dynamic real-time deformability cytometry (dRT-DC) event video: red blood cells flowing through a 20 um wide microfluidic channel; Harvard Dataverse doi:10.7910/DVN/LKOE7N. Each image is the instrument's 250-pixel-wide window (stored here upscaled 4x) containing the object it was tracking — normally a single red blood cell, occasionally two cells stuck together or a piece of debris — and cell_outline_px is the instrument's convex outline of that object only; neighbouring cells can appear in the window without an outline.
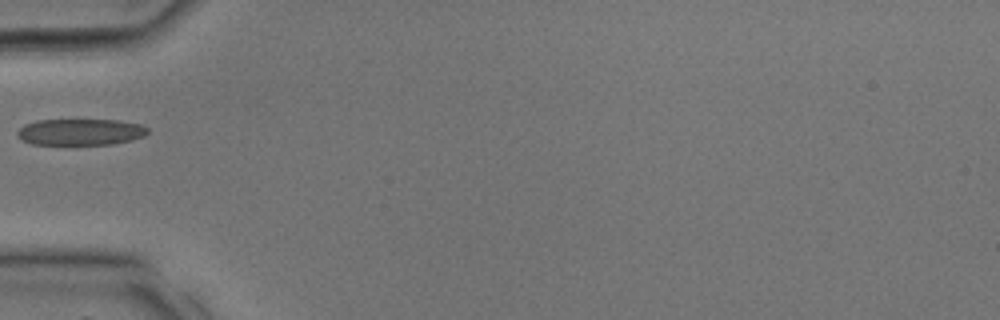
{"species": "common noctule bat (a hibernating species)", "species_latin": "Nyctalus noctula", "temperature_condition": "room temperature", "stored_images_in_passage": 2, "camera_frame_rate_fps": 3000, "um_per_image_px": 0.085, "animal": {"sex": "male", "body_mass_g": 17.9, "forearm_length_mm": 54.2}, "frame": {"image": 1, "passage_image": 1, "time_ms": 0.0, "image_size_px": [1000, 320], "cell_outline_px": [[148, 132], [144, 136], [132, 140], [112, 144], [68, 148], [32, 144], [20, 140], [16, 136], [16, 132], [24, 124], [36, 120], [120, 120], [140, 124], [148, 128]], "centroid_in_image_um": [6.77, 11.28], "position_along_channel_um": 78.2, "area_um2": 21.33}}